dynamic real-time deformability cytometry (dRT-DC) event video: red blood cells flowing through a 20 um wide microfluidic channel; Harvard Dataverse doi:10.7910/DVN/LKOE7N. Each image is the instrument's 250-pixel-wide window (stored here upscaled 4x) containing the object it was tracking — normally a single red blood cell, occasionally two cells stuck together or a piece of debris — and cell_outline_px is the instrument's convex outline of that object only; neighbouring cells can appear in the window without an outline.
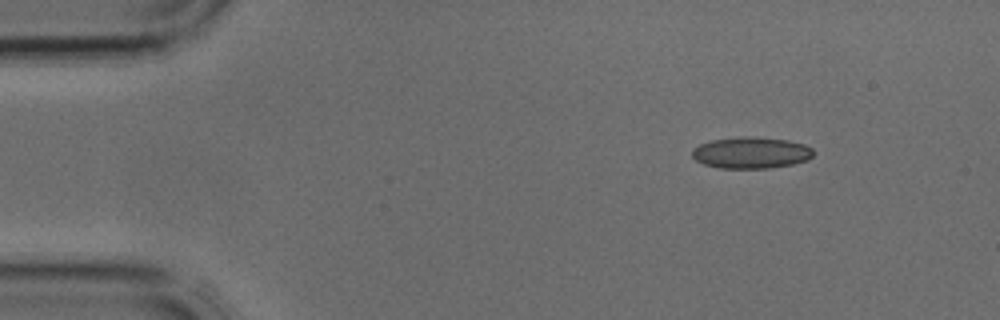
{"species": "common noctule bat (a hibernating species)", "species_latin": "Nyctalus noctula", "temperature_condition": "cold", "stored_images_in_passage": 2, "camera_frame_rate_fps": 3000, "um_per_image_px": 0.085, "animal": {"sex": "male", "body_mass_g": 17.9, "forearm_length_mm": 54.2}, "frame": {"image": 1, "passage_image": 1, "time_ms": 0.0, "image_size_px": [1000, 320], "cell_outline_px": [[812, 156], [808, 160], [792, 164], [768, 168], [720, 168], [704, 164], [696, 160], [692, 156], [692, 148], [700, 144], [712, 140], [740, 136], [788, 140], [804, 144], [812, 148]], "centroid_in_image_um": [63.82, 12.98], "position_along_channel_um": 21.2, "area_um2": 22.08}}